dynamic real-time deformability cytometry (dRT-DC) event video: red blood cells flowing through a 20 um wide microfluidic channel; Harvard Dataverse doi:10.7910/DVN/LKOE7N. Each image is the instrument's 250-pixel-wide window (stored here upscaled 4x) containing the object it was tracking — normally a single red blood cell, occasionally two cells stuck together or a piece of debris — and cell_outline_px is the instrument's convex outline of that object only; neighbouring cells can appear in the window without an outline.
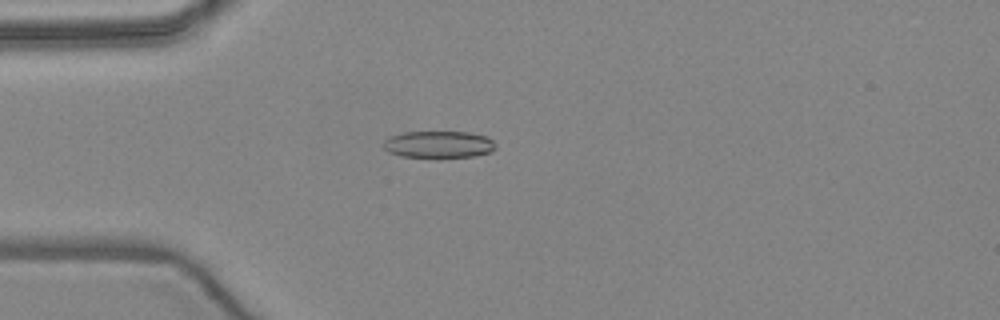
{"species": "common noctule bat (a hibernating species)", "species_latin": "Nyctalus noctula", "temperature_condition": "warm", "stored_images_in_passage": 2, "camera_frame_rate_fps": 3000, "um_per_image_px": 0.085, "animal": {"sex": "female", "body_mass_g": 24.6, "forearm_length_mm": 56.2}, "frame": {"image": 1, "passage_image": 2, "time_ms": 4.0, "image_size_px": [1000, 320], "cell_outline_px": [[496, 148], [492, 152], [476, 156], [436, 160], [400, 156], [388, 152], [384, 148], [384, 140], [388, 136], [404, 132], [468, 132], [488, 136], [496, 144]], "centroid_in_image_um": [37.3, 12.32], "position_along_channel_um": 47.7, "area_um2": 18.61}}